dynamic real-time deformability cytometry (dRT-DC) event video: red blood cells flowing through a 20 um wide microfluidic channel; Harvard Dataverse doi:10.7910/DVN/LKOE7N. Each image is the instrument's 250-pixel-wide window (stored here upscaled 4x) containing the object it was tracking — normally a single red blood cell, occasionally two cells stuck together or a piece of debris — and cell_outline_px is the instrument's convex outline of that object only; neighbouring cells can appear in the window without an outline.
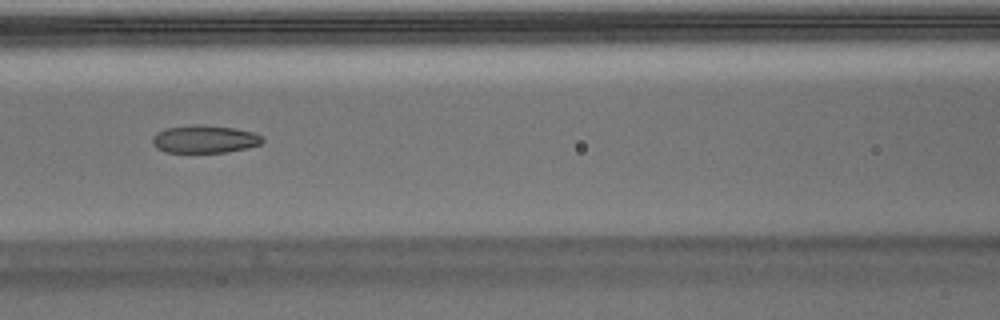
{"species": "Egyptian fruit bat (a non-hibernating species)", "species_latin": "Rousettus aegyptiacus", "temperature_condition": "warm", "stored_images_in_passage": 39, "camera_frame_rate_fps": 3000, "um_per_image_px": 0.085, "animal": {"sex": "male"}, "frame": {"image": 1, "passage_image": 9, "time_ms": 2.667, "image_size_px": [1000, 320], "cell_outline_px": [[264, 140], [260, 144], [248, 148], [228, 152], [164, 152], [156, 148], [152, 144], [152, 136], [156, 132], [164, 128], [192, 124], [204, 124], [236, 128], [252, 132], [264, 136]], "centroid_in_image_um": [17.38, 11.81], "position_along_channel_um": 149.2, "area_um2": 18.21}}
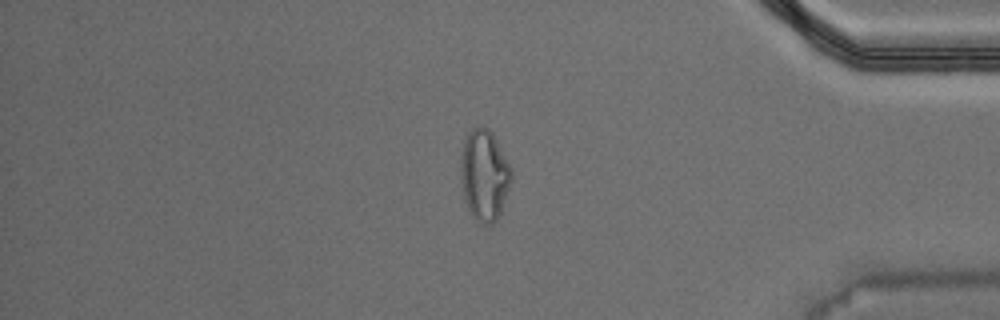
{"frame": {"image": 2, "passage_image": 31, "time_ms": 10.0, "image_size_px": [1000, 320], "cell_outline_px": [[512, 180], [500, 212], [496, 220], [492, 224], [484, 224], [476, 220], [472, 216], [464, 200], [460, 180], [460, 160], [464, 140], [468, 132], [472, 128], [488, 128], [492, 132], [512, 168]], "centroid_in_image_um": [41.15, 14.89], "position_along_channel_um": 394.0, "area_um2": 26.99}}
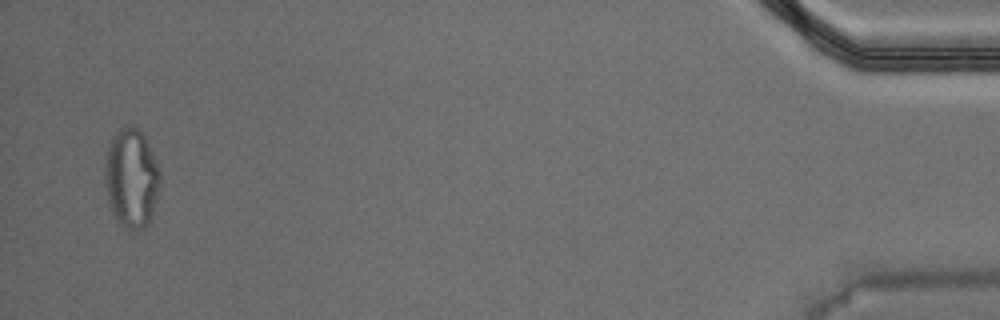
{"frame": {"image": 3, "passage_image": 38, "time_ms": 12.333, "image_size_px": [1000, 320], "cell_outline_px": [[160, 184], [152, 212], [148, 224], [144, 228], [136, 232], [132, 232], [124, 228], [116, 220], [112, 212], [108, 200], [104, 184], [104, 168], [108, 144], [112, 136], [120, 128], [128, 124], [132, 124], [140, 128], [148, 144], [160, 172]], "centroid_in_image_um": [11.14, 15.14], "position_along_channel_um": 424.1, "area_um2": 32.37}, "authors_computed_cell_mechanics": {"area_um2": 19.5364, "velocity_mm_per_s": 3.7382, "shape_relaxation_time_tau1_ms": null, "shape_relaxation_time_tau2_ms": 2.0062, "deformation_change_tau1": null, "deformation_change_tau2": 0.0851}}